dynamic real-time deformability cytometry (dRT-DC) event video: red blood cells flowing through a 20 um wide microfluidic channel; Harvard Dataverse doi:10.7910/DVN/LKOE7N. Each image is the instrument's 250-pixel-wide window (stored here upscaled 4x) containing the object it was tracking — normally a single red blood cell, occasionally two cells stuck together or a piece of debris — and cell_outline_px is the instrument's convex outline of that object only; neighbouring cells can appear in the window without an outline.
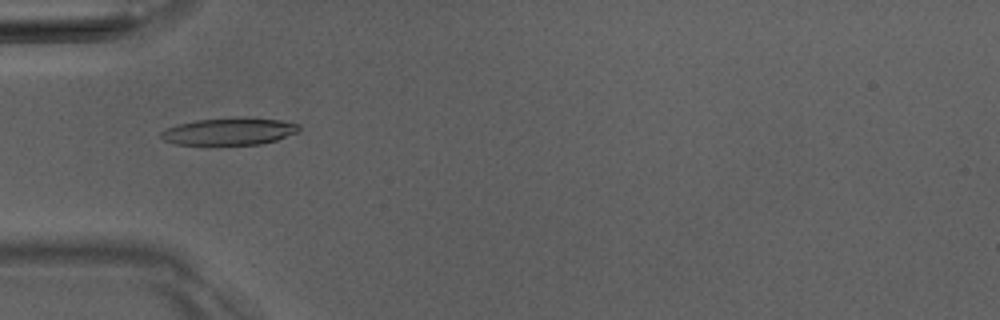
{"species": "Egyptian fruit bat (a non-hibernating species)", "species_latin": "Rousettus aegyptiacus", "temperature_condition": "room temperature", "stored_images_in_passage": 6, "camera_frame_rate_fps": 3000, "um_per_image_px": 0.085, "animal": {"sex": "male"}, "frame": {"image": 1, "passage_image": 3, "time_ms": 3.333, "image_size_px": [1000, 320], "cell_outline_px": [[300, 128], [296, 132], [276, 140], [260, 144], [176, 144], [164, 140], [160, 136], [160, 132], [164, 128], [176, 124], [196, 120], [236, 116], [244, 116], [280, 120], [300, 124]], "centroid_in_image_um": [19.46, 11.14], "position_along_channel_um": 65.5, "area_um2": 22.08}}
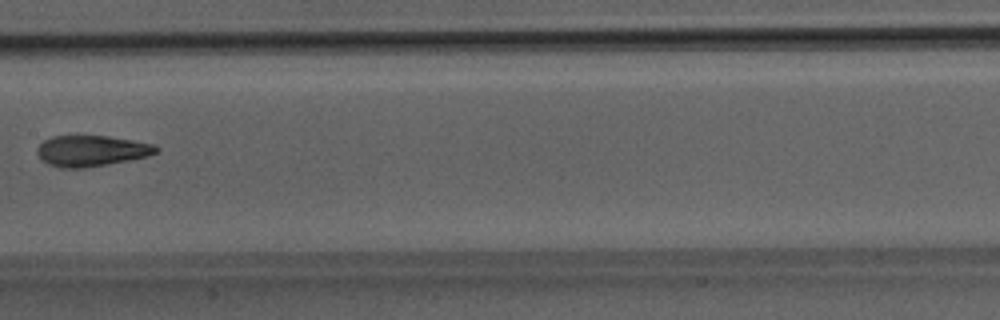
{"frame": {"image": 2, "passage_image": 6, "time_ms": 6.667, "image_size_px": [1000, 320], "cell_outline_px": [[160, 148], [156, 152], [148, 156], [128, 160], [84, 168], [64, 168], [48, 164], [36, 152], [36, 148], [44, 140], [52, 136], [108, 136], [132, 140], [152, 144]], "centroid_in_image_um": [7.76, 12.81], "position_along_channel_um": 199.6, "area_um2": 21.15}}